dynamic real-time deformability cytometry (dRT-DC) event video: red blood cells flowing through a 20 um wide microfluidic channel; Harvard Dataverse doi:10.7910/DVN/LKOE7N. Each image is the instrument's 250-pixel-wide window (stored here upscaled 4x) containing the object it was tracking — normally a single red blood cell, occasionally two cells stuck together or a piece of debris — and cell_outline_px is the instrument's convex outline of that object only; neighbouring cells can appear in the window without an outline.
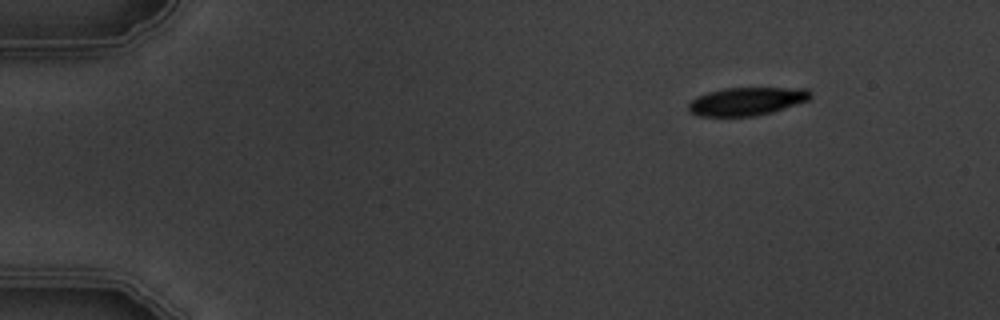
{"species": "common noctule bat (a hibernating species)", "species_latin": "Nyctalus noctula", "temperature_condition": "warm", "stored_images_in_passage": 4, "camera_frame_rate_fps": 3000, "um_per_image_px": 0.085, "animal": {"sex": "male", "body_mass_g": 19.5, "forearm_length_mm": 54.6}, "frame": {"image": 1, "passage_image": 1, "time_ms": 0.0, "image_size_px": [1000, 320], "cell_outline_px": [[812, 96], [808, 100], [772, 112], [756, 116], [700, 116], [692, 112], [688, 108], [688, 104], [696, 96], [708, 92], [724, 88], [808, 88], [812, 92]], "centroid_in_image_um": [63.49, 8.6], "position_along_channel_um": 21.5, "area_um2": 19.94}}
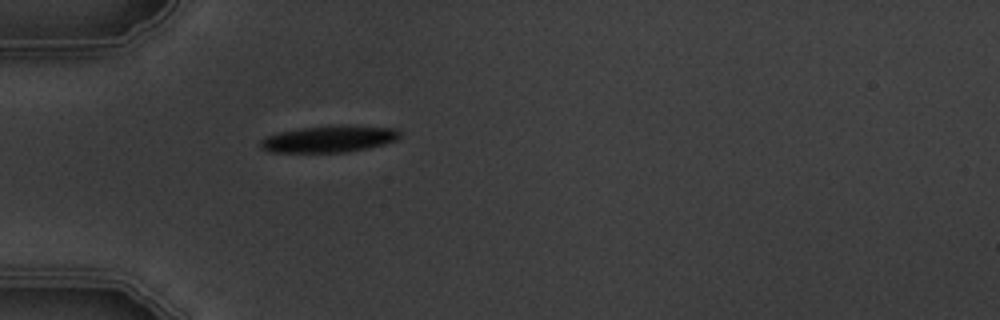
{"frame": {"image": 2, "passage_image": 4, "time_ms": 3.333, "image_size_px": [1000, 320], "cell_outline_px": [[400, 140], [368, 148], [344, 152], [272, 152], [260, 148], [260, 140], [268, 136], [280, 132], [300, 128], [328, 124], [352, 124], [396, 128], [400, 132]], "centroid_in_image_um": [28.04, 11.78], "position_along_channel_um": 57.0, "area_um2": 22.2}}